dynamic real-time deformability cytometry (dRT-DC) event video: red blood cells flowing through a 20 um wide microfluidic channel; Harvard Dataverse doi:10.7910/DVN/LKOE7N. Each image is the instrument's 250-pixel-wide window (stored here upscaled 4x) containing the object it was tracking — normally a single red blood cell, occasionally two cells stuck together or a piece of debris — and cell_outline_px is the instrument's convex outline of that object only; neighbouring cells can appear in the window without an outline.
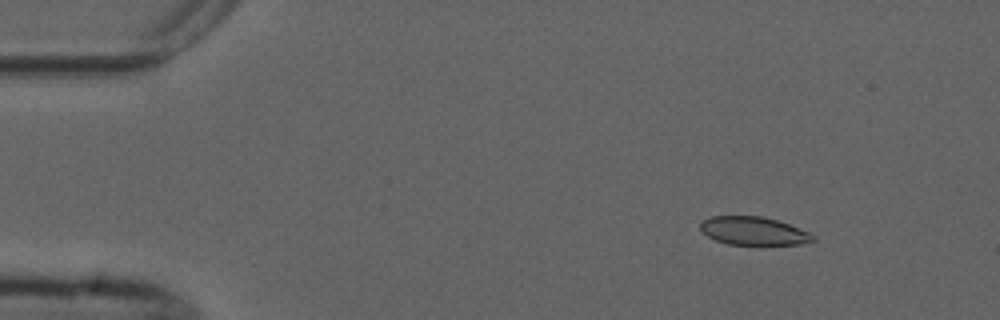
{"species": "common noctule bat (a hibernating species)", "species_latin": "Nyctalus noctula", "temperature_condition": "cold", "stored_images_in_passage": 5, "camera_frame_rate_fps": 3000, "um_per_image_px": 0.085, "animal": {"sex": "male", "forearm_length_mm": 52.5}, "frame": {"image": 1, "passage_image": 1, "time_ms": 0.0, "image_size_px": [1000, 320], "cell_outline_px": [[816, 240], [800, 244], [728, 244], [716, 240], [700, 232], [700, 220], [712, 216], [760, 216], [776, 220], [788, 224], [808, 232], [816, 236]], "centroid_in_image_um": [64.01, 19.62], "position_along_channel_um": 21.0, "area_um2": 18.44}}
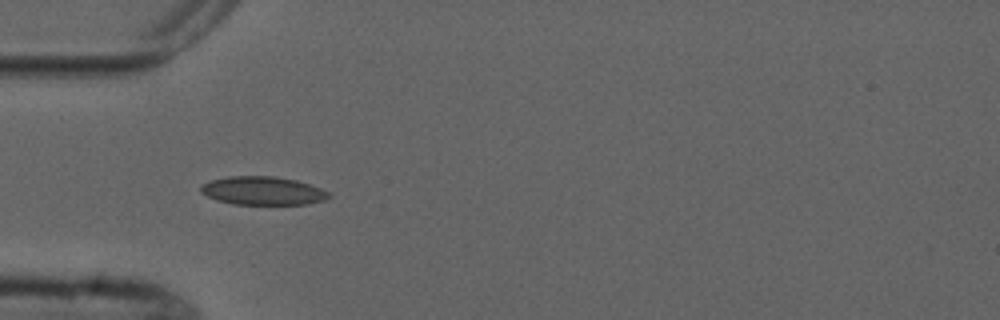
{"frame": {"image": 2, "passage_image": 4, "time_ms": 3.333, "image_size_px": [1000, 320], "cell_outline_px": [[332, 196], [324, 200], [308, 204], [232, 204], [216, 200], [200, 192], [200, 184], [212, 180], [228, 176], [276, 176], [296, 180], [320, 188], [328, 192]], "centroid_in_image_um": [22.31, 16.21], "position_along_channel_um": 62.7, "area_um2": 21.21}}
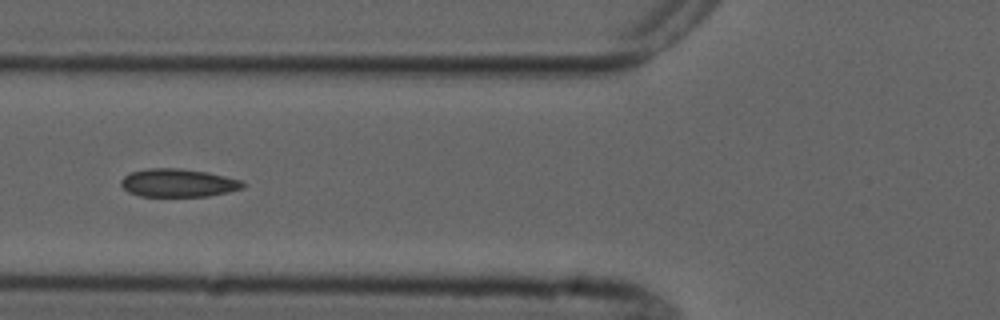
{"frame": {"image": 3, "passage_image": 5, "time_ms": 4.667, "image_size_px": [1000, 320], "cell_outline_px": [[248, 184], [244, 188], [228, 192], [208, 196], [140, 196], [128, 192], [120, 184], [120, 180], [124, 176], [132, 172], [148, 168], [180, 168], [208, 172], [240, 180]], "centroid_in_image_um": [15.16, 15.54], "position_along_channel_um": 110.6, "area_um2": 20.06}}